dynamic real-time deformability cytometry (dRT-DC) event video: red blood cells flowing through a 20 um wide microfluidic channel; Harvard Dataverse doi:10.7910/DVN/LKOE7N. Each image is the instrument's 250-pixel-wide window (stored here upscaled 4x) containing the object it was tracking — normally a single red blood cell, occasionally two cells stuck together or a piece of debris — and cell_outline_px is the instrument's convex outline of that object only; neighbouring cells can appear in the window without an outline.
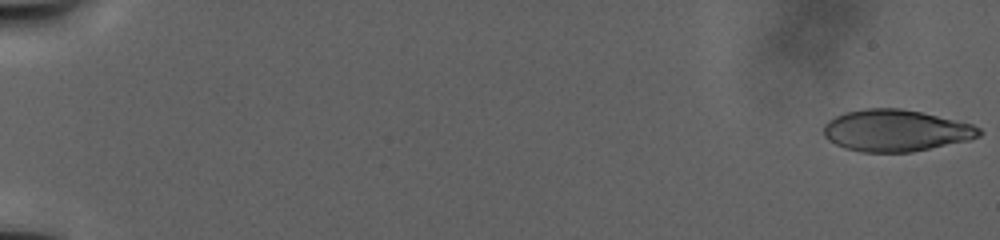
{"species": "human", "species_latin": "Homo sapiens", "temperature_condition": "warm", "stored_images_in_passage": 82, "camera_frame_rate_fps": 3000, "um_per_image_px": 0.085, "donor": {"sex": "male"}, "frame": {"image": 1, "passage_image": 1, "time_ms": 0.0, "image_size_px": [1000, 240], "cell_outline_px": [[984, 132], [980, 136], [968, 140], [912, 152], [860, 152], [844, 148], [828, 140], [824, 136], [824, 124], [828, 120], [844, 112], [864, 108], [900, 108], [920, 112], [972, 124], [980, 128]], "centroid_in_image_um": [76.12, 11.1], "position_along_channel_um": 8.9, "area_um2": 37.8}}
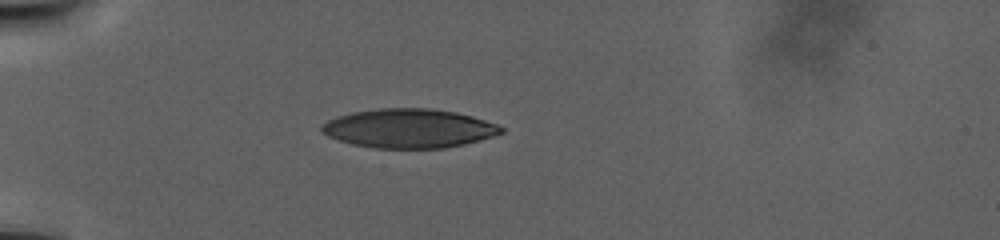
{"frame": {"image": 2, "passage_image": 57, "time_ms": 12.667, "image_size_px": [1000, 240], "cell_outline_px": [[504, 132], [480, 140], [464, 144], [444, 148], [376, 148], [352, 144], [336, 140], [320, 132], [320, 124], [336, 116], [352, 112], [380, 108], [428, 108], [456, 112], [472, 116], [496, 124], [504, 128]], "centroid_in_image_um": [34.71, 10.91], "position_along_channel_um": 50.3, "area_um2": 40.98}}
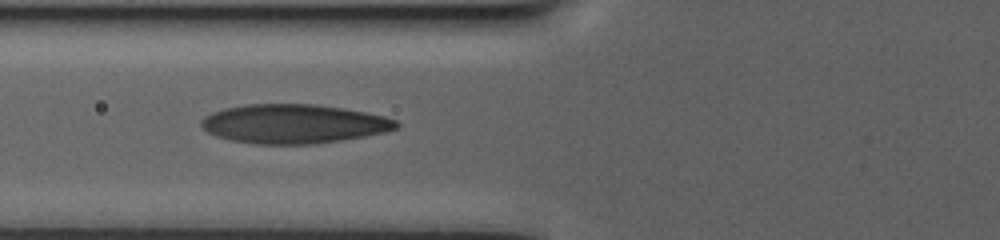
{"frame": {"image": 3, "passage_image": 81, "time_ms": 17.333, "image_size_px": [1000, 240], "cell_outline_px": [[400, 124], [396, 128], [384, 132], [364, 136], [340, 140], [312, 144], [252, 144], [232, 140], [216, 136], [208, 132], [200, 124], [200, 120], [204, 116], [212, 112], [224, 108], [244, 104], [316, 104], [344, 108], [384, 116], [396, 120]], "centroid_in_image_um": [24.93, 10.52], "position_along_channel_um": 100.9, "area_um2": 44.45}}